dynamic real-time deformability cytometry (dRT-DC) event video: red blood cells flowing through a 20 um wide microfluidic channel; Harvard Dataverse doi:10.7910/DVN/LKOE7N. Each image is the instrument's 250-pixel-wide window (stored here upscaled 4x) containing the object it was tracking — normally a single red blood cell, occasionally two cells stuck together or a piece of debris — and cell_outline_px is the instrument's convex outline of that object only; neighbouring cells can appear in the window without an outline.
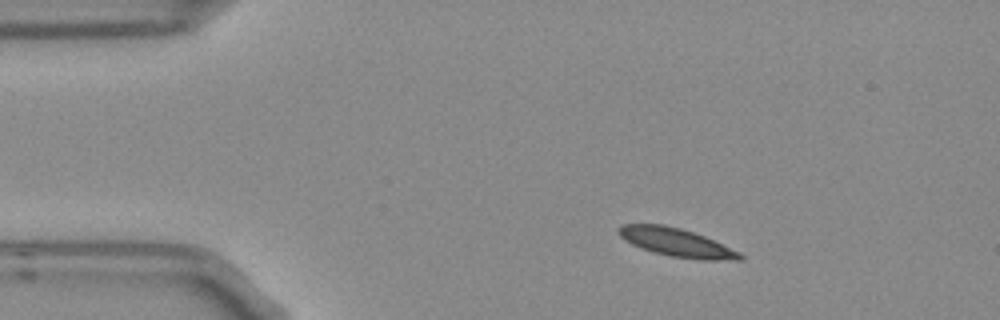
{"species": "Egyptian fruit bat (a non-hibernating species)", "species_latin": "Rousettus aegyptiacus", "temperature_condition": "room temperature", "stored_images_in_passage": 4, "segment_of_instrument_passage": [1, 2], "camera_frame_rate_fps": 3000, "um_per_image_px": 0.085, "frame": {"image": 1, "passage_image": 1, "time_ms": 0.0, "image_size_px": [1000, 320], "cell_outline_px": [[744, 260], [700, 260], [672, 256], [652, 252], [640, 248], [624, 240], [616, 232], [616, 228], [624, 224], [664, 224], [680, 228], [704, 236], [740, 252], [744, 256]], "centroid_in_image_um": [57.48, 20.61], "position_along_channel_um": 27.5, "area_um2": 20.11}}